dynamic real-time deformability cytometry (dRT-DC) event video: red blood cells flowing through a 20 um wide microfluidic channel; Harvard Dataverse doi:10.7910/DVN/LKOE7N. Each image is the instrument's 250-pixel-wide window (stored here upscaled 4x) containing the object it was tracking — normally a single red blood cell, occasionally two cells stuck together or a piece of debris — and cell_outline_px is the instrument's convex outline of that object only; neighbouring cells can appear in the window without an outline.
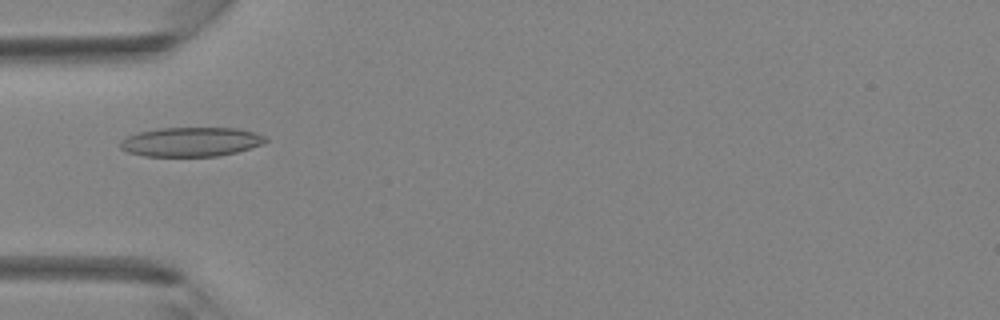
{"species": "Egyptian fruit bat (a non-hibernating species)", "species_latin": "Rousettus aegyptiacus", "temperature_condition": "room temperature", "stored_images_in_passage": 2, "camera_frame_rate_fps": 3000, "um_per_image_px": 0.085, "animal": {"sex": "female"}, "frame": {"image": 1, "passage_image": 2, "time_ms": 1.0, "image_size_px": [1000, 320], "cell_outline_px": [[268, 140], [260, 144], [236, 152], [216, 156], [144, 156], [128, 152], [120, 148], [120, 140], [136, 132], [160, 128], [236, 128], [252, 132], [264, 136]], "centroid_in_image_um": [16.17, 12.05], "position_along_channel_um": 68.8, "area_um2": 24.57}}